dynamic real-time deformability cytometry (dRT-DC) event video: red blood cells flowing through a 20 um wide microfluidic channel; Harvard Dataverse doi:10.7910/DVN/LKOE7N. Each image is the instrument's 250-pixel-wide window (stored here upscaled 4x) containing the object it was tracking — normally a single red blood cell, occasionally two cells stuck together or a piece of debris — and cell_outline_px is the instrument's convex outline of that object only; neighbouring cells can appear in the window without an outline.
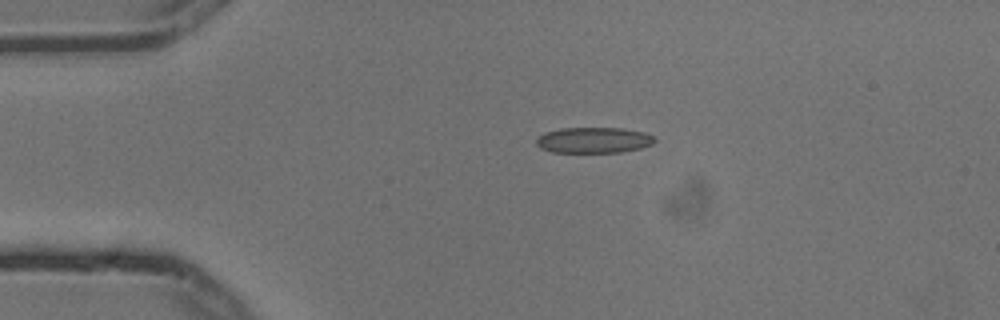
{"species": "common noctule bat (a hibernating species)", "species_latin": "Nyctalus noctula", "temperature_condition": "cold", "stored_images_in_passage": 4, "camera_frame_rate_fps": 3000, "um_per_image_px": 0.085, "animal": {"sex": "male", "body_mass_g": 13.3}, "frame": {"image": 1, "passage_image": 4, "time_ms": 1.0, "image_size_px": [1000, 320], "cell_outline_px": [[656, 140], [652, 144], [640, 148], [620, 152], [552, 152], [540, 148], [536, 144], [536, 136], [544, 132], [560, 128], [624, 128], [644, 132], [656, 136]], "centroid_in_image_um": [50.45, 11.9], "position_along_channel_um": 34.6, "area_um2": 17.98}}